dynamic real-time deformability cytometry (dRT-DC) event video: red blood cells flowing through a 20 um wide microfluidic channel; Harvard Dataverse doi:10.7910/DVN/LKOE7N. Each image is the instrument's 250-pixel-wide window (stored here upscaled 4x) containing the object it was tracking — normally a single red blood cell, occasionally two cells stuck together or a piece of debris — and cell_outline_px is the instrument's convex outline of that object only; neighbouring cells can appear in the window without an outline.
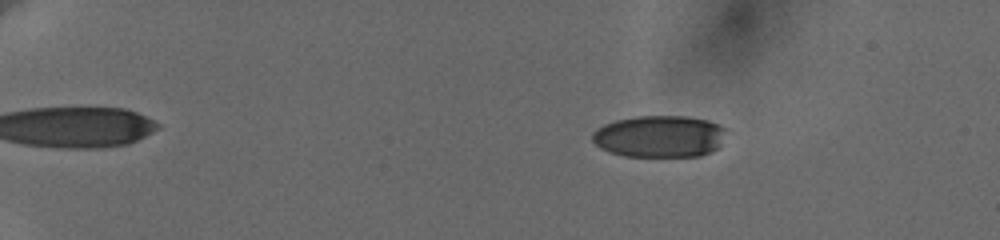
{"species": "human", "species_latin": "Homo sapiens", "temperature_condition": "cold", "stored_images_in_passage": 60, "camera_frame_rate_fps": 3000, "um_per_image_px": 0.085, "donor": {"sex": "female"}, "frame": {"image": 1, "passage_image": 12, "time_ms": 3.667, "image_size_px": [1000, 240], "cell_outline_px": [[724, 128], [720, 144], [716, 148], [700, 156], [624, 156], [608, 152], [600, 148], [592, 140], [592, 132], [596, 128], [604, 124], [616, 120], [636, 116], [688, 116], [708, 120], [720, 124]], "centroid_in_image_um": [56.0, 11.58], "position_along_channel_um": 29.0, "area_um2": 32.66}}
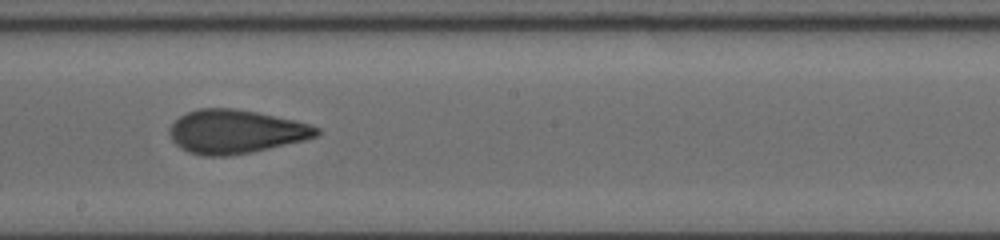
{"frame": {"image": 2, "passage_image": 38, "time_ms": 12.333, "image_size_px": [1000, 240], "cell_outline_px": [[320, 132], [316, 136], [304, 140], [268, 148], [228, 156], [204, 156], [188, 152], [180, 148], [172, 140], [168, 132], [168, 128], [180, 116], [188, 112], [200, 108], [232, 108], [256, 112], [296, 120], [320, 128]], "centroid_in_image_um": [20.0, 11.18], "position_along_channel_um": 228.2, "area_um2": 37.22}}
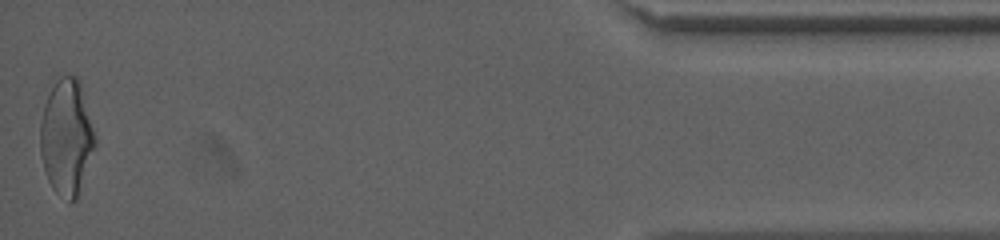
{"frame": {"image": 3, "passage_image": 60, "time_ms": 19.667, "image_size_px": [1000, 240], "cell_outline_px": [[96, 144], [76, 200], [68, 204], [52, 188], [48, 180], [40, 156], [40, 124], [44, 104], [52, 76], [76, 76], [80, 80], [96, 136]], "centroid_in_image_um": [5.64, 11.61], "position_along_channel_um": 429.6, "area_um2": 37.8}, "authors_computed_cell_mechanics": {"area_um2": 36.2117, "velocity_mm_per_s": 3.6508, "shape_relaxation_time_tau1_ms": 4.8224, "shape_relaxation_time_tau2_ms": 1.4418, "deformation_change_tau1": 0.1679, "deformation_change_tau2": 0.084}}